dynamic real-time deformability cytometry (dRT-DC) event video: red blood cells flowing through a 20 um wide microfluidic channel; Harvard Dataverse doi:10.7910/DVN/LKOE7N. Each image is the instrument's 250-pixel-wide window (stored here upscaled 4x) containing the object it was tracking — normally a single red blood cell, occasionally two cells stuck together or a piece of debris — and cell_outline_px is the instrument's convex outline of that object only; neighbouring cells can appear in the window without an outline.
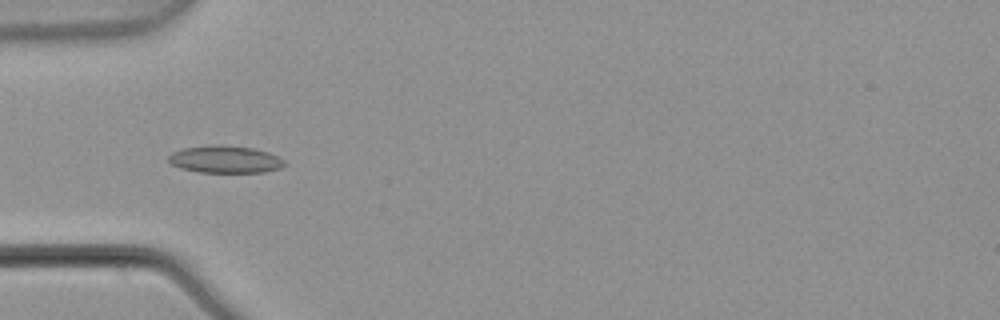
{"species": "common noctule bat (a hibernating species)", "species_latin": "Nyctalus noctula", "temperature_condition": "warm", "stored_images_in_passage": 3, "camera_frame_rate_fps": 3000, "um_per_image_px": 0.085, "animal": {"sex": "male", "body_mass_g": 21.5, "forearm_length_mm": 52.0}, "frame": {"image": 1, "passage_image": 2, "time_ms": 0.333, "image_size_px": [1000, 320], "cell_outline_px": [[284, 164], [280, 168], [264, 172], [200, 172], [180, 168], [172, 164], [168, 160], [168, 156], [172, 152], [180, 148], [208, 144], [224, 144], [252, 148], [268, 152], [284, 160]], "centroid_in_image_um": [19.08, 13.52], "position_along_channel_um": 65.9, "area_um2": 18.61}}
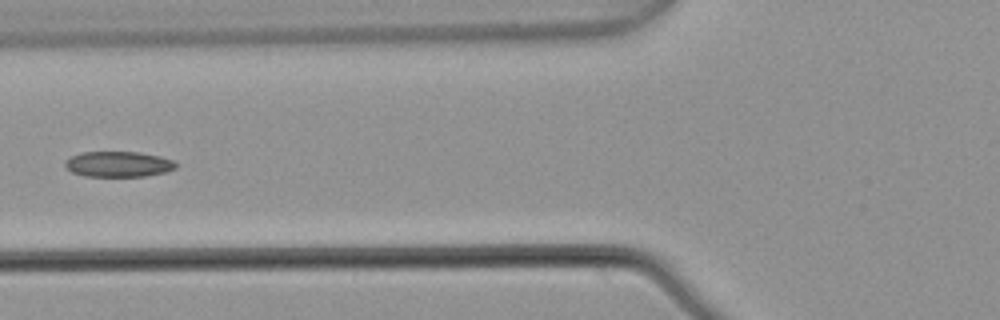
{"frame": {"image": 2, "passage_image": 3, "time_ms": 0.667, "image_size_px": [1000, 320], "cell_outline_px": [[176, 168], [164, 172], [144, 176], [84, 176], [72, 172], [64, 164], [64, 160], [72, 156], [84, 152], [140, 152], [160, 156], [172, 160], [176, 164]], "centroid_in_image_um": [10.05, 13.95], "position_along_channel_um": 115.8, "area_um2": 16.36}}